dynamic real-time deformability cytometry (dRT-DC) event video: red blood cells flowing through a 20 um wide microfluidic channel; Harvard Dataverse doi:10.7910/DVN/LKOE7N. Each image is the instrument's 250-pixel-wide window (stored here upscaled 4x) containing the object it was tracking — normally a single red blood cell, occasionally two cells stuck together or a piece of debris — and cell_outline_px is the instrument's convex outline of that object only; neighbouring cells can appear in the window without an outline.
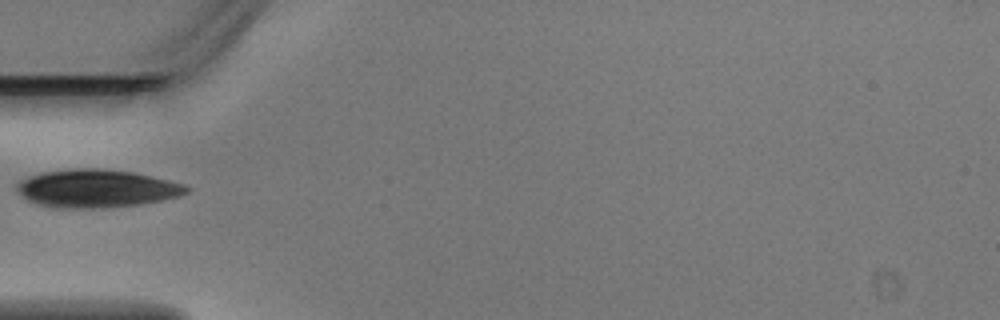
{"species": "Egyptian fruit bat (a non-hibernating species)", "species_latin": "Rousettus aegyptiacus", "temperature_condition": "warm", "stored_images_in_passage": 1, "camera_frame_rate_fps": 3000, "um_per_image_px": 0.085, "animal": {"sex": "male"}, "frame": {"image": 1, "passage_image": 1, "time_ms": 0.0, "image_size_px": [1000, 320], "cell_outline_px": [[192, 188], [188, 192], [176, 196], [160, 200], [140, 204], [100, 208], [56, 208], [36, 204], [28, 200], [16, 192], [16, 184], [20, 180], [28, 176], [44, 172], [76, 168], [96, 168], [132, 172], [168, 180], [184, 184]], "centroid_in_image_um": [8.15, 16.02], "position_along_channel_um": 76.8, "area_um2": 37.45}}